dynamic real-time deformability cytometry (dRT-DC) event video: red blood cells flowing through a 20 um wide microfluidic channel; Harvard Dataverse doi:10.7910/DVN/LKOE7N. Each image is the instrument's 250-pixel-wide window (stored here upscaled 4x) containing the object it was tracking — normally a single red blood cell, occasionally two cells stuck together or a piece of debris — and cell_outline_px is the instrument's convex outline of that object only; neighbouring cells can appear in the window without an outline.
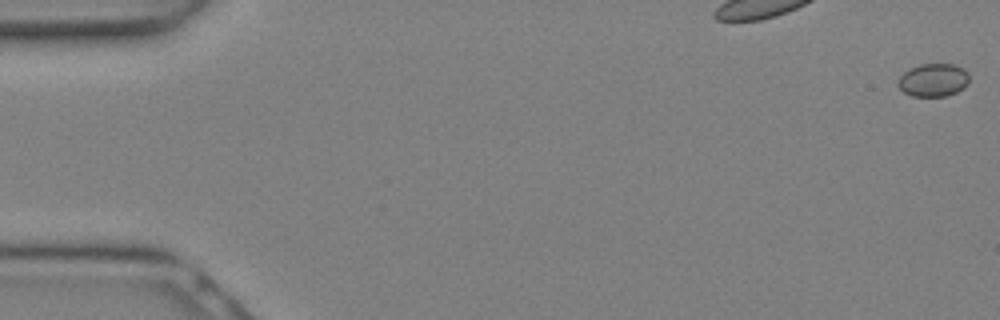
{"species": "Egyptian fruit bat (a non-hibernating species)", "species_latin": "Rousettus aegyptiacus", "temperature_condition": "warm", "stored_images_in_passage": 30, "camera_frame_rate_fps": 3000, "um_per_image_px": 0.085, "animal": {"sex": "female"}, "frame": {"image": 1, "passage_image": 1, "time_ms": 0.0, "image_size_px": [1000, 320], "cell_outline_px": [[968, 84], [964, 88], [956, 92], [944, 96], [912, 96], [904, 92], [896, 84], [900, 76], [904, 72], [920, 64], [952, 64], [964, 68], [968, 72]], "centroid_in_image_um": [79.34, 6.8], "position_along_channel_um": 5.7, "area_um2": 13.7}}
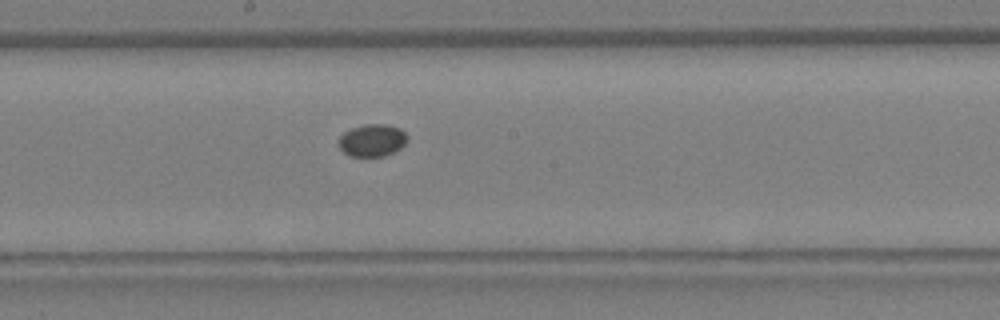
{"frame": {"image": 2, "passage_image": 16, "time_ms": 5.0, "image_size_px": [1000, 320], "cell_outline_px": [[408, 136], [404, 144], [400, 148], [384, 156], [348, 156], [340, 148], [340, 136], [344, 132], [352, 128], [368, 124], [384, 124], [400, 128]], "centroid_in_image_um": [31.64, 11.93], "position_along_channel_um": 216.6, "area_um2": 12.72}}
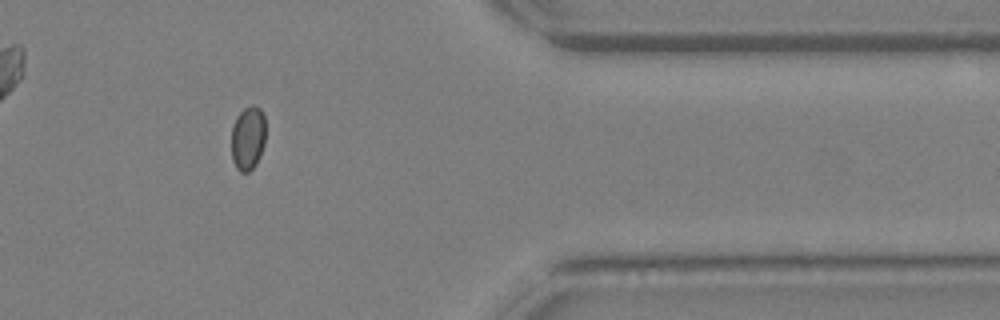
{"frame": {"image": 3, "passage_image": 24, "time_ms": 7.667, "image_size_px": [1000, 320], "cell_outline_px": [[264, 144], [260, 156], [256, 164], [248, 172], [240, 172], [236, 168], [232, 160], [232, 128], [236, 116], [244, 108], [252, 104], [260, 108], [264, 116]], "centroid_in_image_um": [21.06, 11.74], "position_along_channel_um": 390.3, "area_um2": 12.77}}